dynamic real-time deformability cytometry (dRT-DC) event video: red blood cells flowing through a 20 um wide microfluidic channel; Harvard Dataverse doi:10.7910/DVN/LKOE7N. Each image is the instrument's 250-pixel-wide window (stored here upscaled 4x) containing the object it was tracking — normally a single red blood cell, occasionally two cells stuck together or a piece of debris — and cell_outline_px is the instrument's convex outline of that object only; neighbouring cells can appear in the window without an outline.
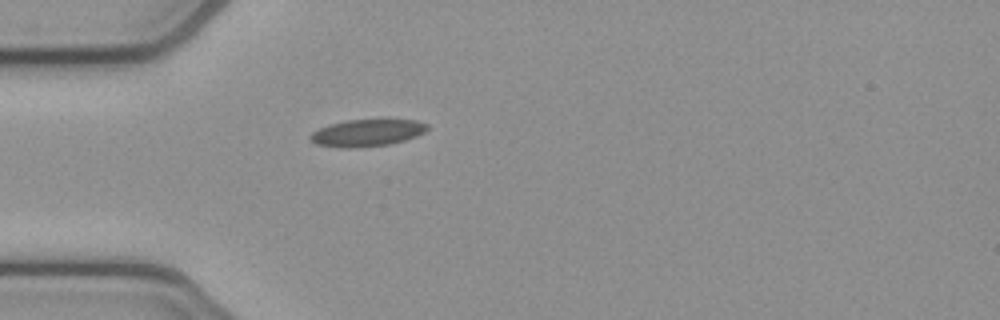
{"species": "common noctule bat (a hibernating species)", "species_latin": "Nyctalus noctula", "temperature_condition": "cold", "stored_images_in_passage": 1, "camera_frame_rate_fps": 3000, "um_per_image_px": 0.085, "animal": {"sex": "female", "body_mass_g": 21.9}, "frame": {"image": 1, "passage_image": 1, "time_ms": 0.0, "image_size_px": [1000, 320], "cell_outline_px": [[428, 128], [424, 132], [416, 136], [404, 140], [388, 144], [348, 148], [316, 144], [308, 136], [312, 132], [328, 124], [344, 120], [416, 120], [428, 124]], "centroid_in_image_um": [31.18, 11.28], "position_along_channel_um": 53.8, "area_um2": 18.15}}